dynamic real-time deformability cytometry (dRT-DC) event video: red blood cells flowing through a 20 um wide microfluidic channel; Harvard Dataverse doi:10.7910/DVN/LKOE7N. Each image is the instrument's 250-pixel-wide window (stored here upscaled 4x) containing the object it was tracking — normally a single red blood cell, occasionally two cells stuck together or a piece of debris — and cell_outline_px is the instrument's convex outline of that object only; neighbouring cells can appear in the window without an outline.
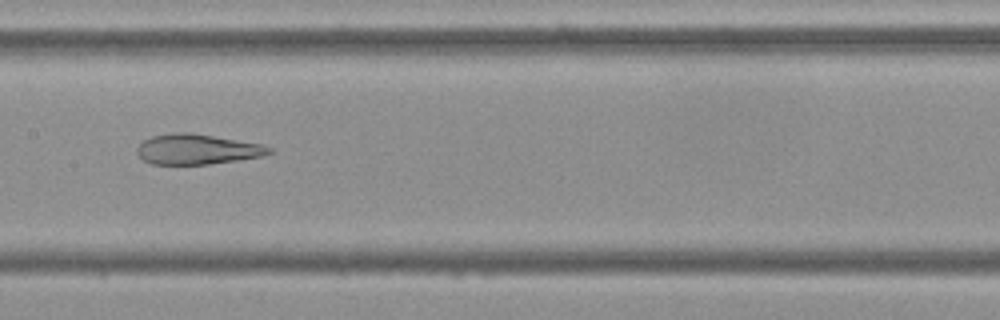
{"species": "Egyptian fruit bat (a non-hibernating species)", "species_latin": "Rousettus aegyptiacus", "temperature_condition": "cold", "stored_images_in_passage": 54, "camera_frame_rate_fps": 3000, "um_per_image_px": 0.085, "frame": {"image": 1, "passage_image": 27, "time_ms": 8.667, "image_size_px": [1000, 320], "cell_outline_px": [[272, 152], [264, 156], [208, 164], [152, 164], [144, 160], [136, 152], [136, 148], [144, 140], [152, 136], [172, 132], [192, 132], [260, 144], [272, 148]], "centroid_in_image_um": [16.74, 12.68], "position_along_channel_um": 190.7, "area_um2": 23.18}}
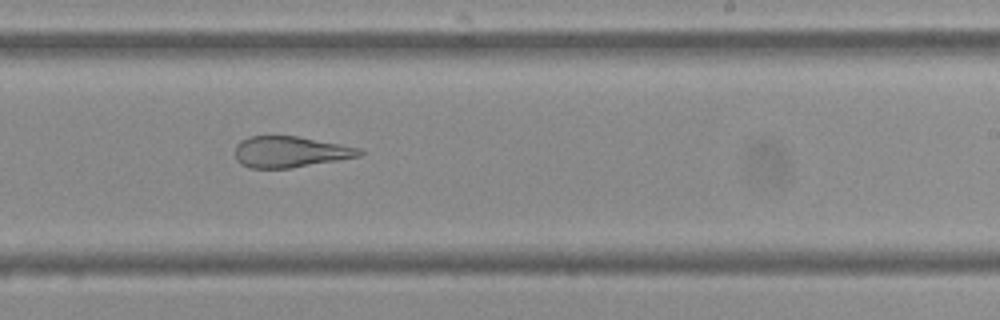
{"frame": {"image": 2, "passage_image": 33, "time_ms": 10.667, "image_size_px": [1000, 320], "cell_outline_px": [[364, 152], [360, 156], [340, 160], [288, 168], [248, 168], [240, 164], [236, 160], [236, 144], [240, 140], [248, 136], [296, 136], [340, 144], [360, 148]], "centroid_in_image_um": [24.64, 12.91], "position_along_channel_um": 264.4, "area_um2": 22.54}}
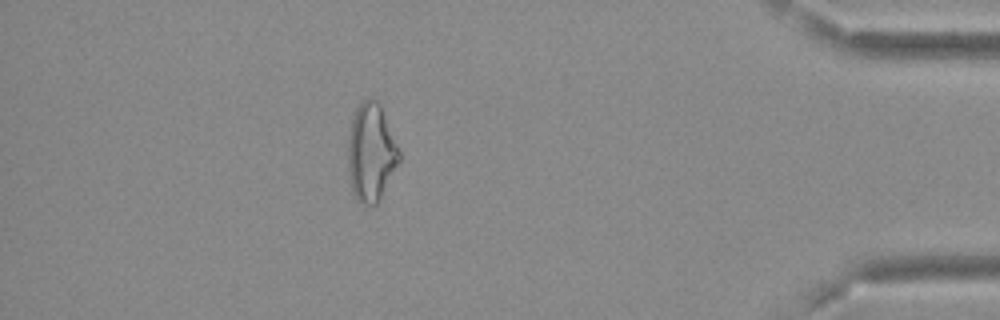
{"frame": {"image": 3, "passage_image": 48, "time_ms": 15.667, "image_size_px": [1000, 320], "cell_outline_px": [[400, 160], [376, 204], [364, 204], [356, 200], [352, 192], [348, 168], [348, 140], [352, 116], [360, 100], [372, 96], [380, 104], [400, 152]], "centroid_in_image_um": [31.51, 12.91], "position_along_channel_um": 403.7, "area_um2": 29.07}, "authors_computed_cell_mechanics": {"area_um2": 29.1023, "velocity_mm_per_s": 3.6962, "shape_relaxation_time_tau1_ms": null, "shape_relaxation_time_tau2_ms": 2.6955, "deformation_change_tau1": null, "deformation_change_tau2": 0.1222}}